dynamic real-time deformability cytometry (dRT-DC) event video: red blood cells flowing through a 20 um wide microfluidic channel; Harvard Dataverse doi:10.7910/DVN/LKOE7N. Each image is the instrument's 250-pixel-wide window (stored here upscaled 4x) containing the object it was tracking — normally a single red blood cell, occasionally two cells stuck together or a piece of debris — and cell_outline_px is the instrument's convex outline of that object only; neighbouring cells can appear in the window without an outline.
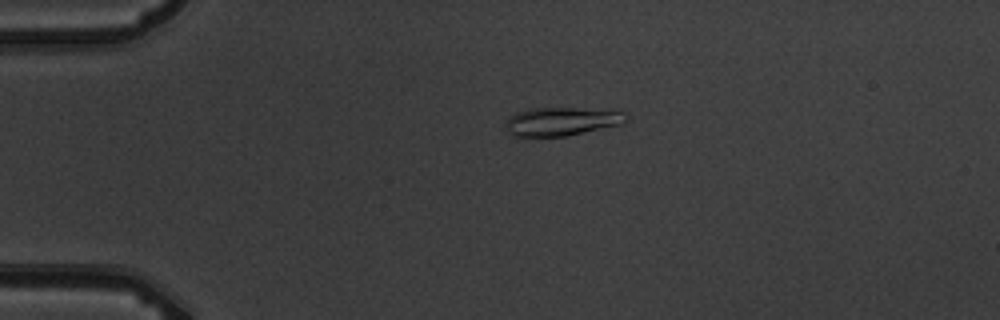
{"species": "common noctule bat (a hibernating species)", "species_latin": "Nyctalus noctula", "temperature_condition": "warm", "stored_images_in_passage": 2, "camera_frame_rate_fps": 3000, "um_per_image_px": 0.085, "animal": {"sex": "male", "body_mass_g": 19.5, "forearm_length_mm": 54.6}, "frame": {"image": 1, "passage_image": 1, "time_ms": 0.0, "image_size_px": [1000, 320], "cell_outline_px": [[628, 120], [624, 124], [568, 136], [516, 136], [508, 132], [504, 124], [508, 116], [516, 112], [532, 108], [576, 108], [624, 112], [628, 116]], "centroid_in_image_um": [47.73, 10.32], "position_along_channel_um": 37.3, "area_um2": 20.11}}